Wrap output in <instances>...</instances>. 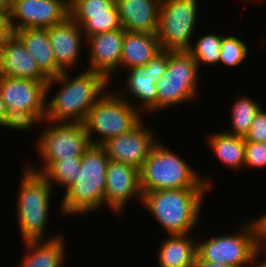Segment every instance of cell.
Wrapping results in <instances>:
<instances>
[{
	"label": "cell",
	"mask_w": 266,
	"mask_h": 267,
	"mask_svg": "<svg viewBox=\"0 0 266 267\" xmlns=\"http://www.w3.org/2000/svg\"><path fill=\"white\" fill-rule=\"evenodd\" d=\"M44 121L45 120L35 111H7V115L1 127L4 129H9V131L30 132L34 128H38L39 126L43 125Z\"/></svg>",
	"instance_id": "31"
},
{
	"label": "cell",
	"mask_w": 266,
	"mask_h": 267,
	"mask_svg": "<svg viewBox=\"0 0 266 267\" xmlns=\"http://www.w3.org/2000/svg\"><path fill=\"white\" fill-rule=\"evenodd\" d=\"M0 75L34 81H49L22 41L13 34L0 48Z\"/></svg>",
	"instance_id": "18"
},
{
	"label": "cell",
	"mask_w": 266,
	"mask_h": 267,
	"mask_svg": "<svg viewBox=\"0 0 266 267\" xmlns=\"http://www.w3.org/2000/svg\"><path fill=\"white\" fill-rule=\"evenodd\" d=\"M162 0H115L121 26L126 31L155 34Z\"/></svg>",
	"instance_id": "19"
},
{
	"label": "cell",
	"mask_w": 266,
	"mask_h": 267,
	"mask_svg": "<svg viewBox=\"0 0 266 267\" xmlns=\"http://www.w3.org/2000/svg\"><path fill=\"white\" fill-rule=\"evenodd\" d=\"M240 37L225 34L222 38L220 46V61L219 65L229 67L232 69L239 67L248 59L249 47ZM237 66V67H236Z\"/></svg>",
	"instance_id": "29"
},
{
	"label": "cell",
	"mask_w": 266,
	"mask_h": 267,
	"mask_svg": "<svg viewBox=\"0 0 266 267\" xmlns=\"http://www.w3.org/2000/svg\"><path fill=\"white\" fill-rule=\"evenodd\" d=\"M14 34L22 41L29 54L36 60L37 66L48 78L63 72L56 65L46 28H24L15 31Z\"/></svg>",
	"instance_id": "23"
},
{
	"label": "cell",
	"mask_w": 266,
	"mask_h": 267,
	"mask_svg": "<svg viewBox=\"0 0 266 267\" xmlns=\"http://www.w3.org/2000/svg\"><path fill=\"white\" fill-rule=\"evenodd\" d=\"M160 51L157 33L126 31L123 38L120 72L146 65Z\"/></svg>",
	"instance_id": "22"
},
{
	"label": "cell",
	"mask_w": 266,
	"mask_h": 267,
	"mask_svg": "<svg viewBox=\"0 0 266 267\" xmlns=\"http://www.w3.org/2000/svg\"><path fill=\"white\" fill-rule=\"evenodd\" d=\"M207 147L218 162L228 167L231 171L239 172L244 168L245 139L241 136L232 135L223 130L214 131L208 135Z\"/></svg>",
	"instance_id": "24"
},
{
	"label": "cell",
	"mask_w": 266,
	"mask_h": 267,
	"mask_svg": "<svg viewBox=\"0 0 266 267\" xmlns=\"http://www.w3.org/2000/svg\"><path fill=\"white\" fill-rule=\"evenodd\" d=\"M200 73L188 50L167 51V69L156 83L157 113L200 100Z\"/></svg>",
	"instance_id": "7"
},
{
	"label": "cell",
	"mask_w": 266,
	"mask_h": 267,
	"mask_svg": "<svg viewBox=\"0 0 266 267\" xmlns=\"http://www.w3.org/2000/svg\"><path fill=\"white\" fill-rule=\"evenodd\" d=\"M194 267H234L225 264H216L209 261L202 260L198 255L196 256Z\"/></svg>",
	"instance_id": "36"
},
{
	"label": "cell",
	"mask_w": 266,
	"mask_h": 267,
	"mask_svg": "<svg viewBox=\"0 0 266 267\" xmlns=\"http://www.w3.org/2000/svg\"><path fill=\"white\" fill-rule=\"evenodd\" d=\"M210 191V188H183L145 192L140 206L166 234H193L202 219L205 195Z\"/></svg>",
	"instance_id": "2"
},
{
	"label": "cell",
	"mask_w": 266,
	"mask_h": 267,
	"mask_svg": "<svg viewBox=\"0 0 266 267\" xmlns=\"http://www.w3.org/2000/svg\"><path fill=\"white\" fill-rule=\"evenodd\" d=\"M81 169V158L60 159L51 163L41 175L55 188L65 191L77 180V176Z\"/></svg>",
	"instance_id": "27"
},
{
	"label": "cell",
	"mask_w": 266,
	"mask_h": 267,
	"mask_svg": "<svg viewBox=\"0 0 266 267\" xmlns=\"http://www.w3.org/2000/svg\"><path fill=\"white\" fill-rule=\"evenodd\" d=\"M13 34L9 13H0V48Z\"/></svg>",
	"instance_id": "34"
},
{
	"label": "cell",
	"mask_w": 266,
	"mask_h": 267,
	"mask_svg": "<svg viewBox=\"0 0 266 267\" xmlns=\"http://www.w3.org/2000/svg\"><path fill=\"white\" fill-rule=\"evenodd\" d=\"M39 130L41 132L35 138L34 146L41 165L37 167V163L30 162L24 165L32 172L41 174L51 163L60 159L81 158L91 145L84 123L44 121Z\"/></svg>",
	"instance_id": "8"
},
{
	"label": "cell",
	"mask_w": 266,
	"mask_h": 267,
	"mask_svg": "<svg viewBox=\"0 0 266 267\" xmlns=\"http://www.w3.org/2000/svg\"><path fill=\"white\" fill-rule=\"evenodd\" d=\"M140 170L129 164L109 160L105 187V206L117 217L124 214L127 204H142Z\"/></svg>",
	"instance_id": "14"
},
{
	"label": "cell",
	"mask_w": 266,
	"mask_h": 267,
	"mask_svg": "<svg viewBox=\"0 0 266 267\" xmlns=\"http://www.w3.org/2000/svg\"><path fill=\"white\" fill-rule=\"evenodd\" d=\"M122 28L116 3L110 7V15L90 16L81 26L85 38Z\"/></svg>",
	"instance_id": "30"
},
{
	"label": "cell",
	"mask_w": 266,
	"mask_h": 267,
	"mask_svg": "<svg viewBox=\"0 0 266 267\" xmlns=\"http://www.w3.org/2000/svg\"><path fill=\"white\" fill-rule=\"evenodd\" d=\"M21 174L15 205V218L21 241L52 240L63 233L47 234L54 188L39 173L26 166Z\"/></svg>",
	"instance_id": "5"
},
{
	"label": "cell",
	"mask_w": 266,
	"mask_h": 267,
	"mask_svg": "<svg viewBox=\"0 0 266 267\" xmlns=\"http://www.w3.org/2000/svg\"><path fill=\"white\" fill-rule=\"evenodd\" d=\"M266 245H264L253 257L247 267H266ZM263 255V256H261ZM265 256V257H264ZM264 257V258H263Z\"/></svg>",
	"instance_id": "35"
},
{
	"label": "cell",
	"mask_w": 266,
	"mask_h": 267,
	"mask_svg": "<svg viewBox=\"0 0 266 267\" xmlns=\"http://www.w3.org/2000/svg\"><path fill=\"white\" fill-rule=\"evenodd\" d=\"M12 0H0V13H10Z\"/></svg>",
	"instance_id": "37"
},
{
	"label": "cell",
	"mask_w": 266,
	"mask_h": 267,
	"mask_svg": "<svg viewBox=\"0 0 266 267\" xmlns=\"http://www.w3.org/2000/svg\"><path fill=\"white\" fill-rule=\"evenodd\" d=\"M245 168L258 170L266 168V142H252L245 140Z\"/></svg>",
	"instance_id": "32"
},
{
	"label": "cell",
	"mask_w": 266,
	"mask_h": 267,
	"mask_svg": "<svg viewBox=\"0 0 266 267\" xmlns=\"http://www.w3.org/2000/svg\"><path fill=\"white\" fill-rule=\"evenodd\" d=\"M199 7V0H162L157 31L161 50L190 49L200 23Z\"/></svg>",
	"instance_id": "10"
},
{
	"label": "cell",
	"mask_w": 266,
	"mask_h": 267,
	"mask_svg": "<svg viewBox=\"0 0 266 267\" xmlns=\"http://www.w3.org/2000/svg\"><path fill=\"white\" fill-rule=\"evenodd\" d=\"M143 118L131 103L109 88L88 112L84 126L91 144L102 145L130 131Z\"/></svg>",
	"instance_id": "9"
},
{
	"label": "cell",
	"mask_w": 266,
	"mask_h": 267,
	"mask_svg": "<svg viewBox=\"0 0 266 267\" xmlns=\"http://www.w3.org/2000/svg\"><path fill=\"white\" fill-rule=\"evenodd\" d=\"M244 1V0H243ZM246 1H252V2H257L258 4L260 3H262V2H264V1H266V0H246Z\"/></svg>",
	"instance_id": "40"
},
{
	"label": "cell",
	"mask_w": 266,
	"mask_h": 267,
	"mask_svg": "<svg viewBox=\"0 0 266 267\" xmlns=\"http://www.w3.org/2000/svg\"><path fill=\"white\" fill-rule=\"evenodd\" d=\"M262 216H263V220H264V234H265V236H266V214L264 213H262Z\"/></svg>",
	"instance_id": "39"
},
{
	"label": "cell",
	"mask_w": 266,
	"mask_h": 267,
	"mask_svg": "<svg viewBox=\"0 0 266 267\" xmlns=\"http://www.w3.org/2000/svg\"><path fill=\"white\" fill-rule=\"evenodd\" d=\"M7 115V108L4 101L0 97V128L4 123L5 117Z\"/></svg>",
	"instance_id": "38"
},
{
	"label": "cell",
	"mask_w": 266,
	"mask_h": 267,
	"mask_svg": "<svg viewBox=\"0 0 266 267\" xmlns=\"http://www.w3.org/2000/svg\"><path fill=\"white\" fill-rule=\"evenodd\" d=\"M115 0H69V17L80 27L90 16L110 15Z\"/></svg>",
	"instance_id": "28"
},
{
	"label": "cell",
	"mask_w": 266,
	"mask_h": 267,
	"mask_svg": "<svg viewBox=\"0 0 266 267\" xmlns=\"http://www.w3.org/2000/svg\"><path fill=\"white\" fill-rule=\"evenodd\" d=\"M64 235L52 240L24 241L23 258L16 267H64L67 251Z\"/></svg>",
	"instance_id": "20"
},
{
	"label": "cell",
	"mask_w": 266,
	"mask_h": 267,
	"mask_svg": "<svg viewBox=\"0 0 266 267\" xmlns=\"http://www.w3.org/2000/svg\"><path fill=\"white\" fill-rule=\"evenodd\" d=\"M235 99L230 108V128L225 132L232 135L245 137L255 118V115L263 107L258 101L247 95L234 96Z\"/></svg>",
	"instance_id": "25"
},
{
	"label": "cell",
	"mask_w": 266,
	"mask_h": 267,
	"mask_svg": "<svg viewBox=\"0 0 266 267\" xmlns=\"http://www.w3.org/2000/svg\"><path fill=\"white\" fill-rule=\"evenodd\" d=\"M126 30L120 29L92 35L86 39L87 65L86 70L103 75L111 84L120 74V61L122 54L123 38Z\"/></svg>",
	"instance_id": "15"
},
{
	"label": "cell",
	"mask_w": 266,
	"mask_h": 267,
	"mask_svg": "<svg viewBox=\"0 0 266 267\" xmlns=\"http://www.w3.org/2000/svg\"><path fill=\"white\" fill-rule=\"evenodd\" d=\"M47 30L56 65L63 72L77 70L82 51H84L82 46L86 44L81 27L68 17L61 24L51 26Z\"/></svg>",
	"instance_id": "17"
},
{
	"label": "cell",
	"mask_w": 266,
	"mask_h": 267,
	"mask_svg": "<svg viewBox=\"0 0 266 267\" xmlns=\"http://www.w3.org/2000/svg\"><path fill=\"white\" fill-rule=\"evenodd\" d=\"M109 158L101 145H90L81 156L77 180L63 192L58 210L64 217L97 213L105 207Z\"/></svg>",
	"instance_id": "3"
},
{
	"label": "cell",
	"mask_w": 266,
	"mask_h": 267,
	"mask_svg": "<svg viewBox=\"0 0 266 267\" xmlns=\"http://www.w3.org/2000/svg\"><path fill=\"white\" fill-rule=\"evenodd\" d=\"M178 154L175 149L173 151L161 140L153 146L140 169V185L143 194L155 190L183 188L213 190L215 184L213 175H202Z\"/></svg>",
	"instance_id": "4"
},
{
	"label": "cell",
	"mask_w": 266,
	"mask_h": 267,
	"mask_svg": "<svg viewBox=\"0 0 266 267\" xmlns=\"http://www.w3.org/2000/svg\"><path fill=\"white\" fill-rule=\"evenodd\" d=\"M233 233L197 239V255L204 261L234 267H247L255 254L265 245L262 214L246 218ZM202 240V241H201Z\"/></svg>",
	"instance_id": "6"
},
{
	"label": "cell",
	"mask_w": 266,
	"mask_h": 267,
	"mask_svg": "<svg viewBox=\"0 0 266 267\" xmlns=\"http://www.w3.org/2000/svg\"><path fill=\"white\" fill-rule=\"evenodd\" d=\"M167 69V51L161 50L146 65L126 70L125 88L112 89L143 116L157 112V81ZM124 89V90H122Z\"/></svg>",
	"instance_id": "11"
},
{
	"label": "cell",
	"mask_w": 266,
	"mask_h": 267,
	"mask_svg": "<svg viewBox=\"0 0 266 267\" xmlns=\"http://www.w3.org/2000/svg\"><path fill=\"white\" fill-rule=\"evenodd\" d=\"M13 32L24 28H49L69 17V0H12Z\"/></svg>",
	"instance_id": "13"
},
{
	"label": "cell",
	"mask_w": 266,
	"mask_h": 267,
	"mask_svg": "<svg viewBox=\"0 0 266 267\" xmlns=\"http://www.w3.org/2000/svg\"><path fill=\"white\" fill-rule=\"evenodd\" d=\"M70 73L65 71L49 78L45 121L84 123L90 109L111 87L103 75L86 68L81 70L80 67V72H75L74 76L71 73L72 77ZM55 85L58 89L54 88Z\"/></svg>",
	"instance_id": "1"
},
{
	"label": "cell",
	"mask_w": 266,
	"mask_h": 267,
	"mask_svg": "<svg viewBox=\"0 0 266 267\" xmlns=\"http://www.w3.org/2000/svg\"><path fill=\"white\" fill-rule=\"evenodd\" d=\"M173 234L163 238L158 246L157 267H194L197 256L195 234Z\"/></svg>",
	"instance_id": "21"
},
{
	"label": "cell",
	"mask_w": 266,
	"mask_h": 267,
	"mask_svg": "<svg viewBox=\"0 0 266 267\" xmlns=\"http://www.w3.org/2000/svg\"><path fill=\"white\" fill-rule=\"evenodd\" d=\"M147 125L143 118L130 131L104 142L101 146L109 160L129 164L140 170L151 149L159 141L156 129Z\"/></svg>",
	"instance_id": "12"
},
{
	"label": "cell",
	"mask_w": 266,
	"mask_h": 267,
	"mask_svg": "<svg viewBox=\"0 0 266 267\" xmlns=\"http://www.w3.org/2000/svg\"><path fill=\"white\" fill-rule=\"evenodd\" d=\"M226 33H209L203 34L201 37L194 38L193 43L188 50L194 57L198 69L201 67L218 66L220 61V46L222 38Z\"/></svg>",
	"instance_id": "26"
},
{
	"label": "cell",
	"mask_w": 266,
	"mask_h": 267,
	"mask_svg": "<svg viewBox=\"0 0 266 267\" xmlns=\"http://www.w3.org/2000/svg\"><path fill=\"white\" fill-rule=\"evenodd\" d=\"M244 139L252 142H266V110L263 107L255 115Z\"/></svg>",
	"instance_id": "33"
},
{
	"label": "cell",
	"mask_w": 266,
	"mask_h": 267,
	"mask_svg": "<svg viewBox=\"0 0 266 267\" xmlns=\"http://www.w3.org/2000/svg\"><path fill=\"white\" fill-rule=\"evenodd\" d=\"M47 82L0 75V97L7 111H35L44 119Z\"/></svg>",
	"instance_id": "16"
}]
</instances>
